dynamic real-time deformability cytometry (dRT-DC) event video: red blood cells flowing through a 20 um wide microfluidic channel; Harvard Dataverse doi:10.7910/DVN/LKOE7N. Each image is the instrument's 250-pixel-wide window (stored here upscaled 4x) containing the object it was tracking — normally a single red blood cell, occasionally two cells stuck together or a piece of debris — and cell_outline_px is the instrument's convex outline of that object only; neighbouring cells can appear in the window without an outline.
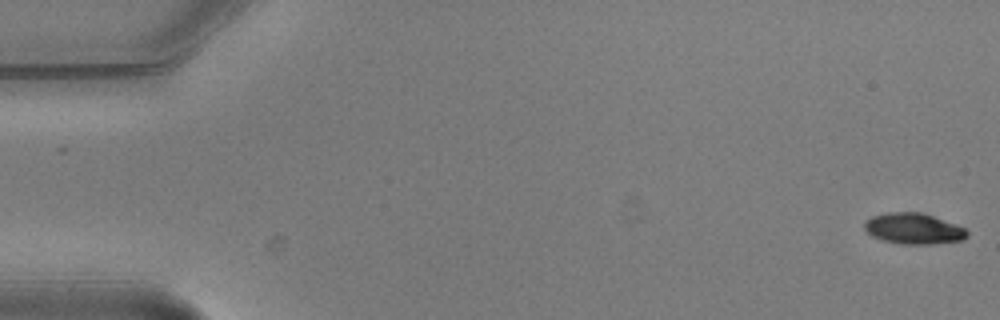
{"species": "common noctule bat (a hibernating species)", "species_latin": "Nyctalus noctula", "temperature_condition": "warm", "stored_images_in_passage": 6, "camera_frame_rate_fps": 3000, "um_per_image_px": 0.085, "animal": {"sex": "male", "body_mass_g": 20.5, "forearm_length_mm": 52.5}, "frame": {"image": 1, "passage_image": 1, "time_ms": 0.0, "image_size_px": [1000, 320], "cell_outline_px": [[968, 236], [964, 240], [932, 244], [900, 244], [884, 240], [872, 236], [864, 228], [864, 220], [872, 216], [888, 212], [920, 212], [956, 224], [964, 228], [968, 232]], "centroid_in_image_um": [77.65, 19.43], "position_along_channel_um": 7.4, "area_um2": 18.5}}
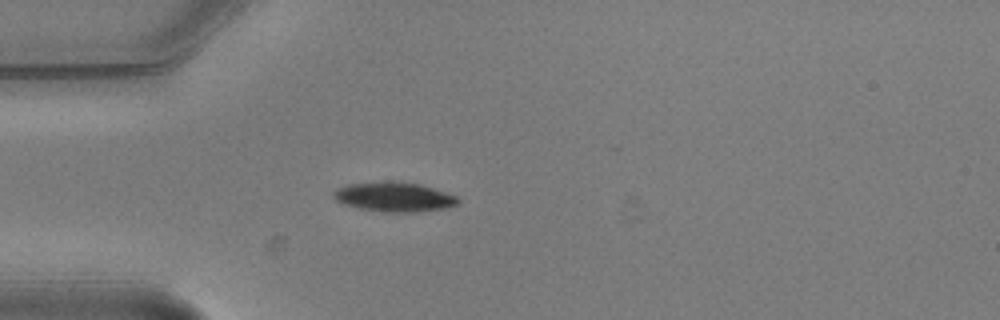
{"frame": {"image": 2, "passage_image": 5, "time_ms": 1.333, "image_size_px": [1000, 320], "cell_outline_px": [[460, 204], [448, 208], [416, 212], [384, 212], [360, 208], [344, 204], [336, 200], [332, 196], [332, 192], [336, 188], [348, 184], [388, 180], [420, 184], [456, 196], [460, 200]], "centroid_in_image_um": [33.5, 16.73], "position_along_channel_um": 51.5, "area_um2": 21.62}}